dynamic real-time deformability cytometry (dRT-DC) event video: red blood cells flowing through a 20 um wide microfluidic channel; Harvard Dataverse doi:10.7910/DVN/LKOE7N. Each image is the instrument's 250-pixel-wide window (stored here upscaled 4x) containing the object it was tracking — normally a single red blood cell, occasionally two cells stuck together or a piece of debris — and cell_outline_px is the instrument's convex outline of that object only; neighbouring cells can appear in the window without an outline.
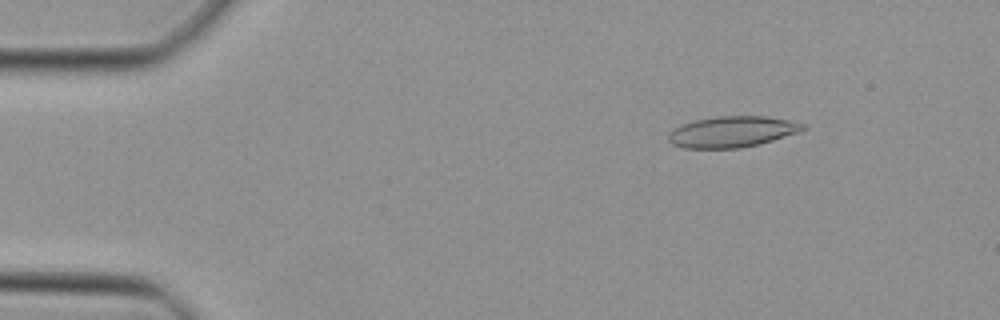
{"species": "Egyptian fruit bat (a non-hibernating species)", "species_latin": "Rousettus aegyptiacus", "temperature_condition": "cold", "stored_images_in_passage": 14, "camera_frame_rate_fps": 3000, "um_per_image_px": 0.085, "animal": {"sex": "female"}, "frame": {"image": 1, "passage_image": 6, "time_ms": 1.667, "image_size_px": [1000, 320], "cell_outline_px": [[808, 128], [760, 144], [740, 148], [684, 148], [672, 144], [668, 140], [668, 132], [680, 124], [696, 120], [716, 116], [768, 116], [808, 124]], "centroid_in_image_um": [62.21, 11.19], "position_along_channel_um": 22.8, "area_um2": 24.39}}
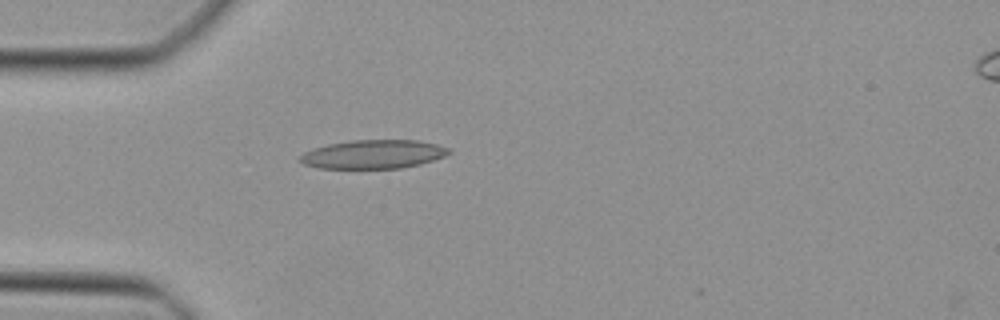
{"frame": {"image": 2, "passage_image": 13, "time_ms": 4.0, "image_size_px": [1000, 320], "cell_outline_px": [[452, 152], [444, 156], [420, 164], [400, 168], [320, 168], [304, 164], [300, 160], [300, 156], [304, 152], [328, 144], [352, 140], [420, 140], [436, 144], [448, 148]], "centroid_in_image_um": [31.75, 13.1], "position_along_channel_um": 53.2, "area_um2": 24.68}}